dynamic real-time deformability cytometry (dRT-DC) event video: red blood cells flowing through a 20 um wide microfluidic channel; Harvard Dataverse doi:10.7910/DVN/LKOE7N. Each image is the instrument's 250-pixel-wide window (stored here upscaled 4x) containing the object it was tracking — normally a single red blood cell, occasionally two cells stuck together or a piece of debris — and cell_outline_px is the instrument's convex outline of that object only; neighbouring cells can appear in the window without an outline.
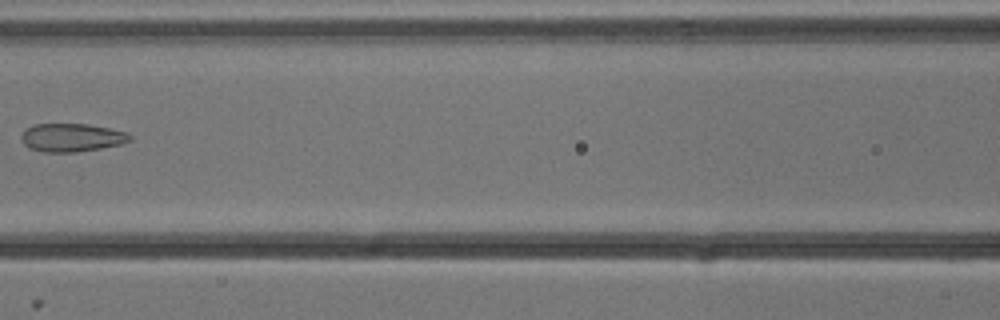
{"species": "common noctule bat (a hibernating species)", "species_latin": "Nyctalus noctula", "temperature_condition": "cold", "stored_images_in_passage": 3, "camera_frame_rate_fps": 3000, "um_per_image_px": 0.085, "animal": {"sex": "male", "body_mass_g": 13.3}, "frame": {"image": 1, "passage_image": 3, "time_ms": 0.667, "image_size_px": [1000, 320], "cell_outline_px": [[132, 140], [120, 144], [100, 148], [76, 152], [44, 152], [28, 148], [24, 144], [20, 136], [24, 128], [32, 124], [88, 124], [128, 132], [132, 136]], "centroid_in_image_um": [6.06, 11.68], "position_along_channel_um": 160.5, "area_um2": 18.03}}